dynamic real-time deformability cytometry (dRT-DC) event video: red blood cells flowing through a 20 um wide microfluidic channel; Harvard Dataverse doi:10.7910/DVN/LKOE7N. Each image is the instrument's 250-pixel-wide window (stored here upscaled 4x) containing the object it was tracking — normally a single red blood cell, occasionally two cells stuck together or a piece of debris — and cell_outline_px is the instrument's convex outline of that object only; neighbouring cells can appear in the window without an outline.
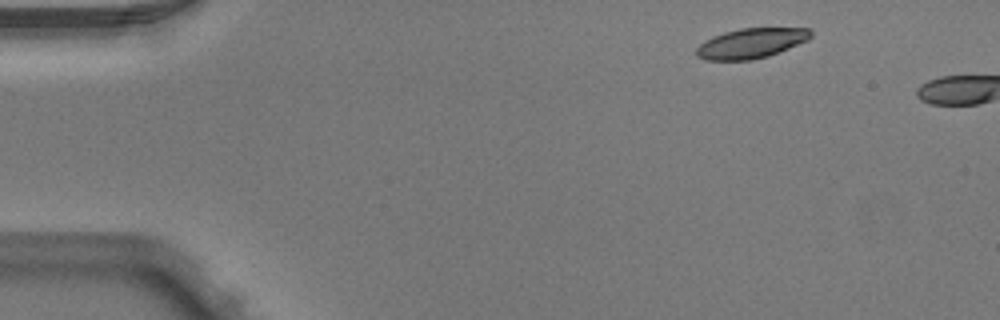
{"species": "Egyptian fruit bat (a non-hibernating species)", "species_latin": "Rousettus aegyptiacus", "temperature_condition": "warm", "stored_images_in_passage": 3, "camera_frame_rate_fps": 3000, "um_per_image_px": 0.085, "animal": {"sex": "male"}, "frame": {"image": 1, "passage_image": 2, "time_ms": 0.333, "image_size_px": [1000, 320], "cell_outline_px": [[812, 36], [808, 40], [768, 56], [752, 60], [704, 60], [696, 56], [696, 48], [704, 40], [712, 36], [724, 32], [740, 28], [808, 28], [812, 32]], "centroid_in_image_um": [63.81, 3.68], "position_along_channel_um": 21.2, "area_um2": 20.06}}